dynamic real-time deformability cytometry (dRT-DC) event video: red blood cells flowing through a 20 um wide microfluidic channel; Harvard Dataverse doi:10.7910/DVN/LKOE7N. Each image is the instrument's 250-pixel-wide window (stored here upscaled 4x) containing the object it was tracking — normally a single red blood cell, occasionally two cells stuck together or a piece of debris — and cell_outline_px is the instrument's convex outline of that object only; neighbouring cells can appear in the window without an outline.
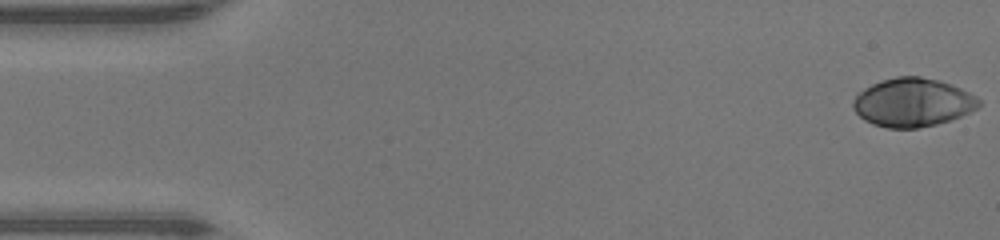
{"species": "human", "species_latin": "Homo sapiens", "temperature_condition": "warm", "stored_images_in_passage": 47, "camera_frame_rate_fps": 3000, "um_per_image_px": 0.085, "donor": {"sex": "male"}, "frame": {"image": 1, "passage_image": 1, "time_ms": 0.0, "image_size_px": [1000, 240], "cell_outline_px": [[980, 104], [976, 108], [960, 116], [936, 124], [916, 128], [888, 128], [872, 124], [864, 120], [852, 108], [852, 100], [856, 92], [872, 84], [896, 76], [920, 76], [940, 80], [960, 88], [976, 96], [980, 100]], "centroid_in_image_um": [77.53, 8.7], "position_along_channel_um": 7.5, "area_um2": 35.55}}
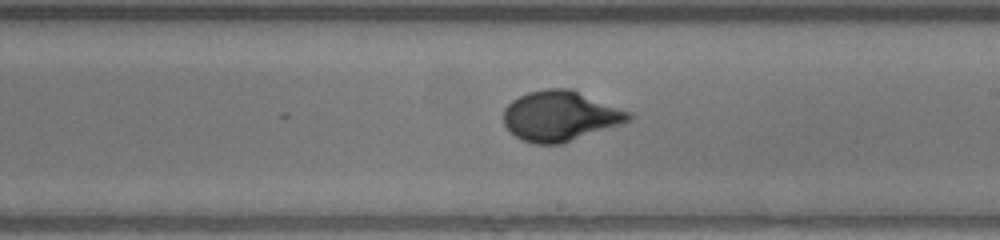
{"frame": {"image": 2, "passage_image": 27, "time_ms": 8.667, "image_size_px": [1000, 240], "cell_outline_px": [[632, 116], [624, 124], [560, 144], [536, 144], [524, 140], [516, 136], [504, 124], [504, 108], [512, 100], [528, 92], [548, 88], [572, 88], [632, 112]], "centroid_in_image_um": [47.66, 9.84], "position_along_channel_um": 241.3, "area_um2": 36.7}}
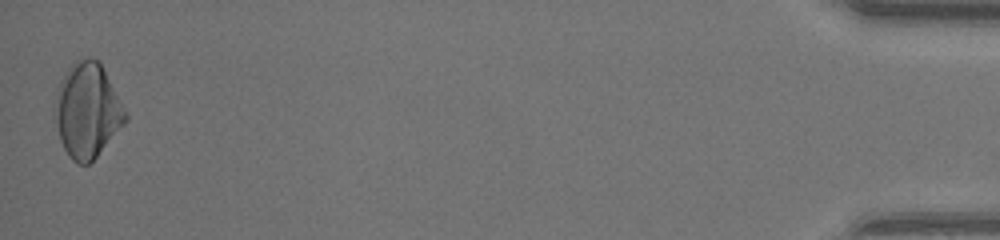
{"frame": {"image": 3, "passage_image": 47, "time_ms": 15.333, "image_size_px": [1000, 240], "cell_outline_px": [[128, 120], [96, 156], [88, 164], [76, 164], [68, 156], [60, 140], [56, 120], [56, 92], [60, 80], [68, 68], [76, 60], [88, 56], [96, 60], [100, 64], [128, 112]], "centroid_in_image_um": [7.44, 9.39], "position_along_channel_um": 427.8, "area_um2": 38.49}, "authors_computed_cell_mechanics": {"area_um2": 35.4314, "velocity_mm_per_s": 4.3471, "shape_relaxation_time_tau1_ms": 3.4575, "shape_relaxation_time_tau2_ms": null, "deformation_change_tau1": 0.2065, "deformation_change_tau2": null}}